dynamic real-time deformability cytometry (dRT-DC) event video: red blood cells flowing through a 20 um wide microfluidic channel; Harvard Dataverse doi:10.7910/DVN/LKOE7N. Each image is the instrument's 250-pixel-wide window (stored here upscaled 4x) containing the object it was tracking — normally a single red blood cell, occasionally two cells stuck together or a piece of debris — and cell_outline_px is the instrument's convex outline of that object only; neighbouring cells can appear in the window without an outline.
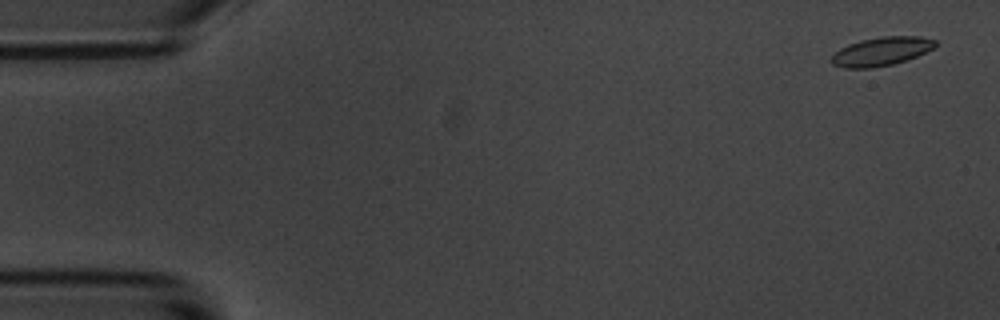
{"species": "common noctule bat (a hibernating species)", "species_latin": "Nyctalus noctula", "temperature_condition": "room temperature", "stored_images_in_passage": 4, "camera_frame_rate_fps": 3000, "um_per_image_px": 0.085, "animal": {"sex": "male", "body_mass_g": 20.1, "forearm_length_mm": 53.5}, "frame": {"image": 1, "passage_image": 1, "time_ms": 0.0, "image_size_px": [1000, 320], "cell_outline_px": [[936, 48], [916, 56], [892, 64], [872, 68], [844, 68], [832, 64], [832, 56], [840, 48], [848, 44], [860, 40], [880, 36], [920, 36], [936, 40]], "centroid_in_image_um": [74.93, 4.36], "position_along_channel_um": 10.1, "area_um2": 17.34}}